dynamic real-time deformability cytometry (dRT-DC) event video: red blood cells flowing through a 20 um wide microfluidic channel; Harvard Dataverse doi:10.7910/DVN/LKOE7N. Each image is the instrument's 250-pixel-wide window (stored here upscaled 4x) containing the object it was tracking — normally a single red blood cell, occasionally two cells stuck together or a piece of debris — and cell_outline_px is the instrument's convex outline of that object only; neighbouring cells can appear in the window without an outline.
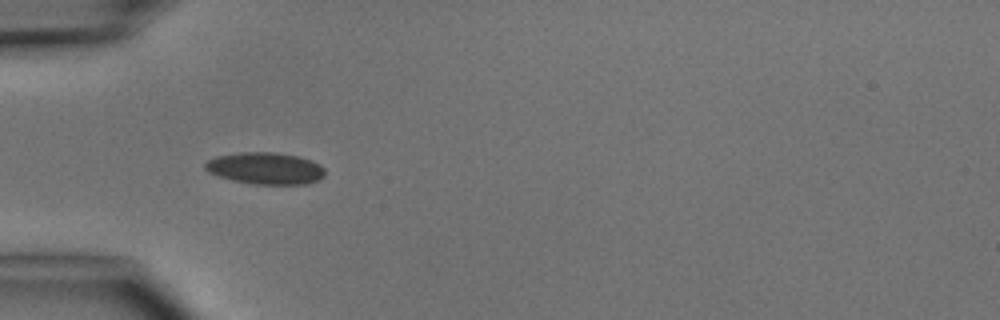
{"species": "common noctule bat (a hibernating species)", "species_latin": "Nyctalus noctula", "temperature_condition": "cold", "stored_images_in_passage": 4, "camera_frame_rate_fps": 3000, "um_per_image_px": 0.085, "animal": {"sex": "male", "body_mass_g": 15.6}, "frame": {"image": 1, "passage_image": 4, "time_ms": 3.667, "image_size_px": [1000, 320], "cell_outline_px": [[324, 176], [316, 180], [304, 184], [252, 184], [232, 180], [208, 172], [204, 168], [204, 164], [208, 160], [216, 156], [244, 152], [272, 152], [296, 156], [320, 164], [324, 168]], "centroid_in_image_um": [22.52, 14.31], "position_along_channel_um": 62.5, "area_um2": 21.96}}